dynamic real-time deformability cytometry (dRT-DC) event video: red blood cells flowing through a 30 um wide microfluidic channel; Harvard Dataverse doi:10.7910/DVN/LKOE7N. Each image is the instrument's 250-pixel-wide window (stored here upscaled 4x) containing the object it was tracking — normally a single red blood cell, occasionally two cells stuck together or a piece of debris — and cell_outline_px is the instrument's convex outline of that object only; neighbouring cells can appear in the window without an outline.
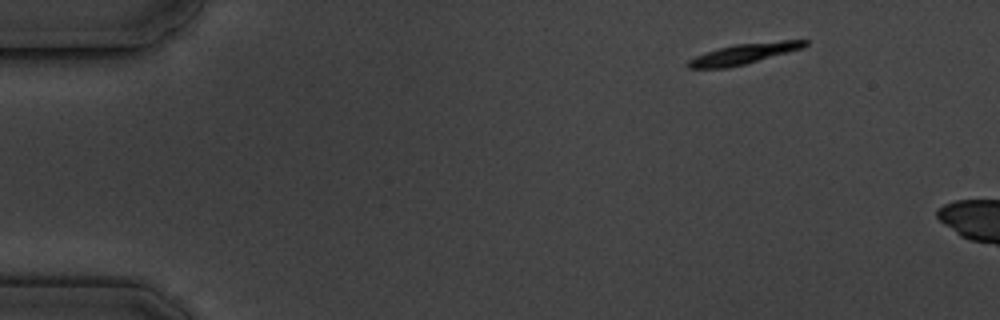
{"species": "common noctule bat (a hibernating species)", "species_latin": "Nyctalus noctula", "temperature_condition": "cold", "stored_images_in_passage": 3, "camera_frame_rate_fps": 3000, "um_per_image_px": 0.085, "animal": {"sex": "male", "body_mass_g": 19.5, "forearm_length_mm": 54.6}, "frame": {"image": 1, "passage_image": 1, "time_ms": 0.0, "image_size_px": [1000, 320], "cell_outline_px": [[808, 44], [804, 48], [744, 64], [728, 68], [688, 68], [688, 60], [704, 52], [736, 44], [780, 40], [808, 40]], "centroid_in_image_um": [63.26, 4.56], "position_along_channel_um": 21.7, "area_um2": 13.87}}